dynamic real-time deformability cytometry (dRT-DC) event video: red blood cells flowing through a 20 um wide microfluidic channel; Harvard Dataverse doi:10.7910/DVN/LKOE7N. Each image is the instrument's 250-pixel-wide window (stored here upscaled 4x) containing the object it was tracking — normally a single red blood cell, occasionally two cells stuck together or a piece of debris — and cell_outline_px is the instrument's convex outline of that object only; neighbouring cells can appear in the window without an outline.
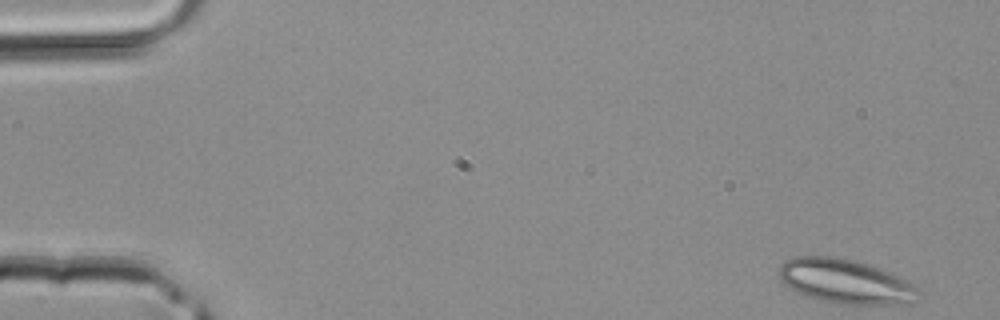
{"species": "common noctule bat (a hibernating species)", "species_latin": "Nyctalus noctula", "temperature_condition": "room temperature", "stored_images_in_passage": 41, "camera_frame_rate_fps": 3000, "um_per_image_px": 0.085, "animal": {"sex": "male", "body_mass_g": 20.4}, "frame": {"image": 1, "passage_image": 1, "time_ms": 0.0, "image_size_px": [1000, 320], "cell_outline_px": [[924, 292], [912, 304], [840, 304], [808, 296], [796, 292], [784, 284], [780, 280], [780, 268], [784, 260], [792, 256], [828, 256], [852, 260], [900, 276], [920, 284]], "centroid_in_image_um": [71.97, 23.94], "position_along_channel_um": 13.0, "area_um2": 36.36}}
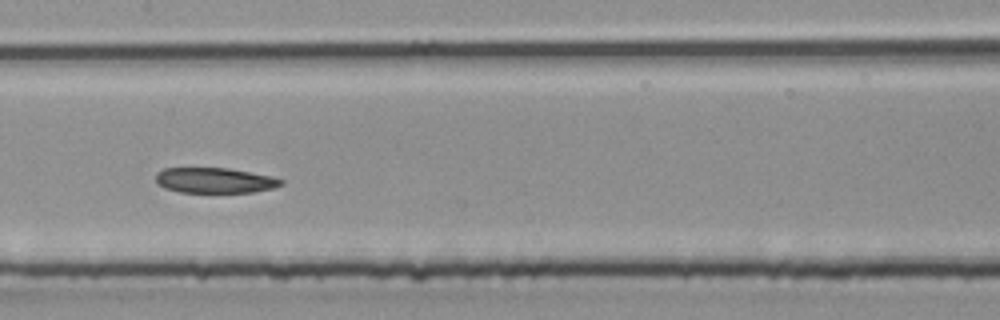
{"frame": {"image": 2, "passage_image": 20, "time_ms": 6.333, "image_size_px": [1000, 320], "cell_outline_px": [[284, 184], [272, 188], [252, 192], [180, 192], [164, 188], [156, 184], [156, 172], [164, 168], [228, 168], [268, 176], [284, 180]], "centroid_in_image_um": [18.19, 15.33], "position_along_channel_um": 189.2, "area_um2": 18.38}}
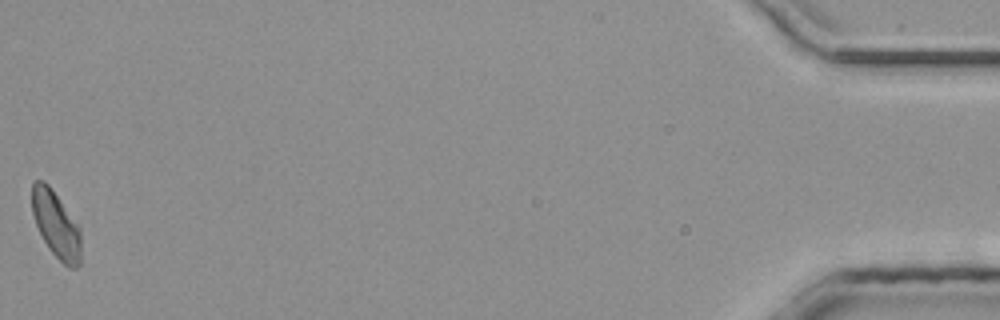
{"frame": {"image": 3, "passage_image": 41, "time_ms": 13.333, "image_size_px": [1000, 320], "cell_outline_px": [[80, 264], [76, 268], [68, 268], [48, 248], [36, 224], [32, 212], [32, 180], [44, 180], [52, 188], [80, 224]], "centroid_in_image_um": [4.78, 19.05], "position_along_channel_um": 430.4, "area_um2": 19.31}}